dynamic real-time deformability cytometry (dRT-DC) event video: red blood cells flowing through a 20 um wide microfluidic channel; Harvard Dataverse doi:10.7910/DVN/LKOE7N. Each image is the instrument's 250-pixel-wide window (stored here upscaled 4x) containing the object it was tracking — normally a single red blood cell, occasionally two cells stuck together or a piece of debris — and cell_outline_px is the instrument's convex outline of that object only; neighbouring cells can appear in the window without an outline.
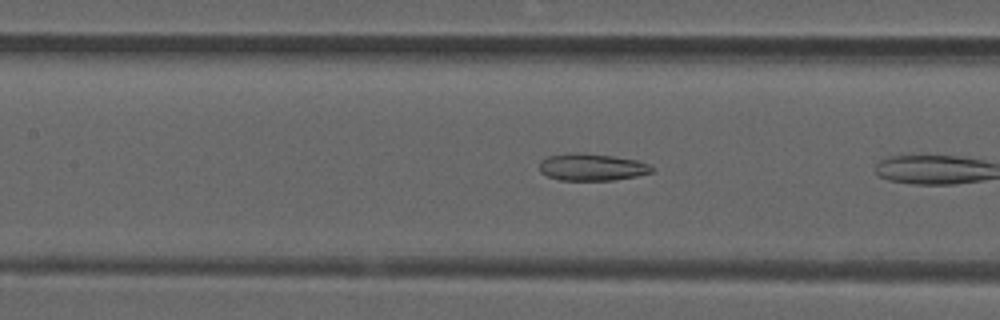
{"species": "common noctule bat (a hibernating species)", "species_latin": "Nyctalus noctula", "temperature_condition": "room temperature", "stored_images_in_passage": 8, "camera_frame_rate_fps": 3000, "um_per_image_px": 0.085, "animal": {"sex": "male", "forearm_length_mm": 52.5}, "frame": {"image": 1, "passage_image": 7, "time_ms": 2.0, "image_size_px": [1000, 320], "cell_outline_px": [[656, 168], [652, 172], [636, 176], [612, 180], [560, 180], [548, 176], [540, 172], [540, 160], [548, 156], [572, 152], [576, 152], [612, 156], [636, 160], [648, 164]], "centroid_in_image_um": [50.3, 14.2], "position_along_channel_um": 157.1, "area_um2": 17.69}}